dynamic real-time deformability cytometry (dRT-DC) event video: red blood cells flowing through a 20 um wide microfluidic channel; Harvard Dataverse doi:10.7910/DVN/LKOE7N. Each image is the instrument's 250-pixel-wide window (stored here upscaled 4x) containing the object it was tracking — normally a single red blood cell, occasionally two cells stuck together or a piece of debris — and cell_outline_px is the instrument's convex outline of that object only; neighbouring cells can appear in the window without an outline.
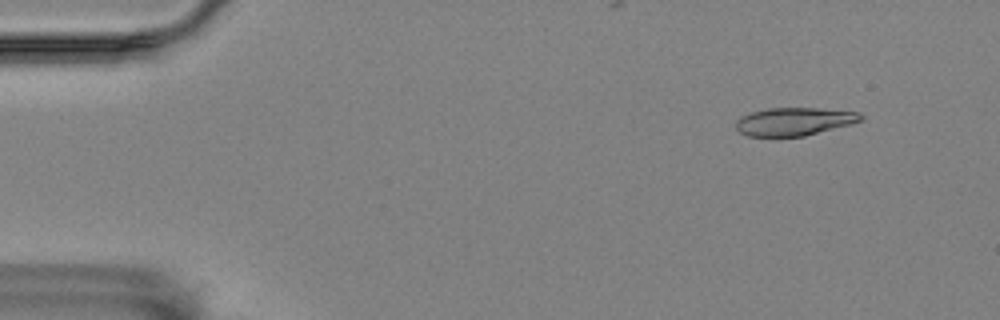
{"species": "Egyptian fruit bat (a non-hibernating species)", "species_latin": "Rousettus aegyptiacus", "temperature_condition": "room temperature", "stored_images_in_passage": 11, "camera_frame_rate_fps": 3000, "um_per_image_px": 0.085, "animal": {"sex": "female"}, "frame": {"image": 1, "passage_image": 1, "time_ms": 0.0, "image_size_px": [1000, 320], "cell_outline_px": [[864, 116], [860, 120], [852, 124], [804, 136], [748, 136], [740, 132], [736, 128], [736, 120], [740, 116], [752, 112], [768, 108], [816, 108], [860, 112]], "centroid_in_image_um": [67.5, 10.32], "position_along_channel_um": 17.5, "area_um2": 20.35}}